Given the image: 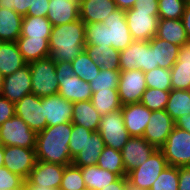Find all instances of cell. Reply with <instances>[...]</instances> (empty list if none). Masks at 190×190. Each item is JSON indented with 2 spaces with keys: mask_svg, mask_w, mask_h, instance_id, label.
Returning <instances> with one entry per match:
<instances>
[{
  "mask_svg": "<svg viewBox=\"0 0 190 190\" xmlns=\"http://www.w3.org/2000/svg\"><path fill=\"white\" fill-rule=\"evenodd\" d=\"M72 123H60L46 126L37 133L35 153L39 161L68 166L72 164L69 141Z\"/></svg>",
  "mask_w": 190,
  "mask_h": 190,
  "instance_id": "1",
  "label": "cell"
},
{
  "mask_svg": "<svg viewBox=\"0 0 190 190\" xmlns=\"http://www.w3.org/2000/svg\"><path fill=\"white\" fill-rule=\"evenodd\" d=\"M85 45V23L81 19L52 27L49 47L55 61L72 62Z\"/></svg>",
  "mask_w": 190,
  "mask_h": 190,
  "instance_id": "2",
  "label": "cell"
},
{
  "mask_svg": "<svg viewBox=\"0 0 190 190\" xmlns=\"http://www.w3.org/2000/svg\"><path fill=\"white\" fill-rule=\"evenodd\" d=\"M59 84L58 94L72 103L91 100L90 84L74 74L71 62L55 61Z\"/></svg>",
  "mask_w": 190,
  "mask_h": 190,
  "instance_id": "3",
  "label": "cell"
},
{
  "mask_svg": "<svg viewBox=\"0 0 190 190\" xmlns=\"http://www.w3.org/2000/svg\"><path fill=\"white\" fill-rule=\"evenodd\" d=\"M31 71L32 94L38 97L58 94L56 63L50 56L28 63Z\"/></svg>",
  "mask_w": 190,
  "mask_h": 190,
  "instance_id": "4",
  "label": "cell"
},
{
  "mask_svg": "<svg viewBox=\"0 0 190 190\" xmlns=\"http://www.w3.org/2000/svg\"><path fill=\"white\" fill-rule=\"evenodd\" d=\"M156 67L154 51L149 41L134 40L126 49L120 51V71L139 69L145 73Z\"/></svg>",
  "mask_w": 190,
  "mask_h": 190,
  "instance_id": "5",
  "label": "cell"
},
{
  "mask_svg": "<svg viewBox=\"0 0 190 190\" xmlns=\"http://www.w3.org/2000/svg\"><path fill=\"white\" fill-rule=\"evenodd\" d=\"M37 133L16 114L0 126V144L35 149Z\"/></svg>",
  "mask_w": 190,
  "mask_h": 190,
  "instance_id": "6",
  "label": "cell"
},
{
  "mask_svg": "<svg viewBox=\"0 0 190 190\" xmlns=\"http://www.w3.org/2000/svg\"><path fill=\"white\" fill-rule=\"evenodd\" d=\"M160 150L168 166H190V132L175 126Z\"/></svg>",
  "mask_w": 190,
  "mask_h": 190,
  "instance_id": "7",
  "label": "cell"
},
{
  "mask_svg": "<svg viewBox=\"0 0 190 190\" xmlns=\"http://www.w3.org/2000/svg\"><path fill=\"white\" fill-rule=\"evenodd\" d=\"M98 132L105 146L121 151L131 137L124 125L121 109L101 116Z\"/></svg>",
  "mask_w": 190,
  "mask_h": 190,
  "instance_id": "8",
  "label": "cell"
},
{
  "mask_svg": "<svg viewBox=\"0 0 190 190\" xmlns=\"http://www.w3.org/2000/svg\"><path fill=\"white\" fill-rule=\"evenodd\" d=\"M167 166L168 164L162 151L156 149L143 164L130 171L127 177L142 189L150 190L159 174Z\"/></svg>",
  "mask_w": 190,
  "mask_h": 190,
  "instance_id": "9",
  "label": "cell"
},
{
  "mask_svg": "<svg viewBox=\"0 0 190 190\" xmlns=\"http://www.w3.org/2000/svg\"><path fill=\"white\" fill-rule=\"evenodd\" d=\"M125 18L133 40L149 41L156 36L159 16L152 11L128 9Z\"/></svg>",
  "mask_w": 190,
  "mask_h": 190,
  "instance_id": "10",
  "label": "cell"
},
{
  "mask_svg": "<svg viewBox=\"0 0 190 190\" xmlns=\"http://www.w3.org/2000/svg\"><path fill=\"white\" fill-rule=\"evenodd\" d=\"M32 94V80L29 64L4 76L0 95L12 103H17L24 96Z\"/></svg>",
  "mask_w": 190,
  "mask_h": 190,
  "instance_id": "11",
  "label": "cell"
},
{
  "mask_svg": "<svg viewBox=\"0 0 190 190\" xmlns=\"http://www.w3.org/2000/svg\"><path fill=\"white\" fill-rule=\"evenodd\" d=\"M65 166L37 160L31 170L26 187H46L59 190Z\"/></svg>",
  "mask_w": 190,
  "mask_h": 190,
  "instance_id": "12",
  "label": "cell"
},
{
  "mask_svg": "<svg viewBox=\"0 0 190 190\" xmlns=\"http://www.w3.org/2000/svg\"><path fill=\"white\" fill-rule=\"evenodd\" d=\"M146 89L143 71L139 69L120 71L117 91L122 105L140 102Z\"/></svg>",
  "mask_w": 190,
  "mask_h": 190,
  "instance_id": "13",
  "label": "cell"
},
{
  "mask_svg": "<svg viewBox=\"0 0 190 190\" xmlns=\"http://www.w3.org/2000/svg\"><path fill=\"white\" fill-rule=\"evenodd\" d=\"M14 105L15 114L23 119L31 130L38 133L45 129L47 122L44 108L41 105V97L29 94Z\"/></svg>",
  "mask_w": 190,
  "mask_h": 190,
  "instance_id": "14",
  "label": "cell"
},
{
  "mask_svg": "<svg viewBox=\"0 0 190 190\" xmlns=\"http://www.w3.org/2000/svg\"><path fill=\"white\" fill-rule=\"evenodd\" d=\"M4 166L25 180L34 168L36 159L35 149L19 146H4Z\"/></svg>",
  "mask_w": 190,
  "mask_h": 190,
  "instance_id": "15",
  "label": "cell"
},
{
  "mask_svg": "<svg viewBox=\"0 0 190 190\" xmlns=\"http://www.w3.org/2000/svg\"><path fill=\"white\" fill-rule=\"evenodd\" d=\"M175 127V121L165 110L152 111L143 138L156 149H160Z\"/></svg>",
  "mask_w": 190,
  "mask_h": 190,
  "instance_id": "16",
  "label": "cell"
},
{
  "mask_svg": "<svg viewBox=\"0 0 190 190\" xmlns=\"http://www.w3.org/2000/svg\"><path fill=\"white\" fill-rule=\"evenodd\" d=\"M126 10L116 9L102 22L109 28V43L116 50L126 49L134 40L128 28Z\"/></svg>",
  "mask_w": 190,
  "mask_h": 190,
  "instance_id": "17",
  "label": "cell"
},
{
  "mask_svg": "<svg viewBox=\"0 0 190 190\" xmlns=\"http://www.w3.org/2000/svg\"><path fill=\"white\" fill-rule=\"evenodd\" d=\"M155 150L143 137H130L121 150L126 176L143 164Z\"/></svg>",
  "mask_w": 190,
  "mask_h": 190,
  "instance_id": "18",
  "label": "cell"
},
{
  "mask_svg": "<svg viewBox=\"0 0 190 190\" xmlns=\"http://www.w3.org/2000/svg\"><path fill=\"white\" fill-rule=\"evenodd\" d=\"M41 105L44 108L47 126L71 122L73 103L60 94L41 97Z\"/></svg>",
  "mask_w": 190,
  "mask_h": 190,
  "instance_id": "19",
  "label": "cell"
},
{
  "mask_svg": "<svg viewBox=\"0 0 190 190\" xmlns=\"http://www.w3.org/2000/svg\"><path fill=\"white\" fill-rule=\"evenodd\" d=\"M124 125L131 137H142L151 116V110L141 102L123 105Z\"/></svg>",
  "mask_w": 190,
  "mask_h": 190,
  "instance_id": "20",
  "label": "cell"
},
{
  "mask_svg": "<svg viewBox=\"0 0 190 190\" xmlns=\"http://www.w3.org/2000/svg\"><path fill=\"white\" fill-rule=\"evenodd\" d=\"M46 18L52 27L80 19L79 0H50Z\"/></svg>",
  "mask_w": 190,
  "mask_h": 190,
  "instance_id": "21",
  "label": "cell"
},
{
  "mask_svg": "<svg viewBox=\"0 0 190 190\" xmlns=\"http://www.w3.org/2000/svg\"><path fill=\"white\" fill-rule=\"evenodd\" d=\"M116 9L114 0H79L80 19L85 24L102 23Z\"/></svg>",
  "mask_w": 190,
  "mask_h": 190,
  "instance_id": "22",
  "label": "cell"
},
{
  "mask_svg": "<svg viewBox=\"0 0 190 190\" xmlns=\"http://www.w3.org/2000/svg\"><path fill=\"white\" fill-rule=\"evenodd\" d=\"M23 16L0 0V42H16L21 34Z\"/></svg>",
  "mask_w": 190,
  "mask_h": 190,
  "instance_id": "23",
  "label": "cell"
},
{
  "mask_svg": "<svg viewBox=\"0 0 190 190\" xmlns=\"http://www.w3.org/2000/svg\"><path fill=\"white\" fill-rule=\"evenodd\" d=\"M105 148V143L98 131H93L88 136L86 144L81 151L72 159V164L76 167L97 165L100 154Z\"/></svg>",
  "mask_w": 190,
  "mask_h": 190,
  "instance_id": "24",
  "label": "cell"
},
{
  "mask_svg": "<svg viewBox=\"0 0 190 190\" xmlns=\"http://www.w3.org/2000/svg\"><path fill=\"white\" fill-rule=\"evenodd\" d=\"M101 116L92 105L91 100L73 103L72 124L85 127L91 131H98Z\"/></svg>",
  "mask_w": 190,
  "mask_h": 190,
  "instance_id": "25",
  "label": "cell"
},
{
  "mask_svg": "<svg viewBox=\"0 0 190 190\" xmlns=\"http://www.w3.org/2000/svg\"><path fill=\"white\" fill-rule=\"evenodd\" d=\"M16 43L27 64L50 56L49 39L19 36Z\"/></svg>",
  "mask_w": 190,
  "mask_h": 190,
  "instance_id": "26",
  "label": "cell"
},
{
  "mask_svg": "<svg viewBox=\"0 0 190 190\" xmlns=\"http://www.w3.org/2000/svg\"><path fill=\"white\" fill-rule=\"evenodd\" d=\"M155 37L178 46H183L184 44L189 43L188 36L181 19L159 18L157 34Z\"/></svg>",
  "mask_w": 190,
  "mask_h": 190,
  "instance_id": "27",
  "label": "cell"
},
{
  "mask_svg": "<svg viewBox=\"0 0 190 190\" xmlns=\"http://www.w3.org/2000/svg\"><path fill=\"white\" fill-rule=\"evenodd\" d=\"M149 44L154 51L155 65L163 69H171L177 61L181 46L157 37L149 40Z\"/></svg>",
  "mask_w": 190,
  "mask_h": 190,
  "instance_id": "28",
  "label": "cell"
},
{
  "mask_svg": "<svg viewBox=\"0 0 190 190\" xmlns=\"http://www.w3.org/2000/svg\"><path fill=\"white\" fill-rule=\"evenodd\" d=\"M85 52L100 68L105 70H119L120 51L113 47L85 45Z\"/></svg>",
  "mask_w": 190,
  "mask_h": 190,
  "instance_id": "29",
  "label": "cell"
},
{
  "mask_svg": "<svg viewBox=\"0 0 190 190\" xmlns=\"http://www.w3.org/2000/svg\"><path fill=\"white\" fill-rule=\"evenodd\" d=\"M26 64L16 42H0V72L3 76L13 74Z\"/></svg>",
  "mask_w": 190,
  "mask_h": 190,
  "instance_id": "30",
  "label": "cell"
},
{
  "mask_svg": "<svg viewBox=\"0 0 190 190\" xmlns=\"http://www.w3.org/2000/svg\"><path fill=\"white\" fill-rule=\"evenodd\" d=\"M83 180L88 190H101L110 183L116 181L119 176L98 165L80 167Z\"/></svg>",
  "mask_w": 190,
  "mask_h": 190,
  "instance_id": "31",
  "label": "cell"
},
{
  "mask_svg": "<svg viewBox=\"0 0 190 190\" xmlns=\"http://www.w3.org/2000/svg\"><path fill=\"white\" fill-rule=\"evenodd\" d=\"M52 24L43 16H23L21 34L31 38L50 39Z\"/></svg>",
  "mask_w": 190,
  "mask_h": 190,
  "instance_id": "32",
  "label": "cell"
},
{
  "mask_svg": "<svg viewBox=\"0 0 190 190\" xmlns=\"http://www.w3.org/2000/svg\"><path fill=\"white\" fill-rule=\"evenodd\" d=\"M91 103L101 115L119 110L123 106L117 89L101 90L93 93Z\"/></svg>",
  "mask_w": 190,
  "mask_h": 190,
  "instance_id": "33",
  "label": "cell"
},
{
  "mask_svg": "<svg viewBox=\"0 0 190 190\" xmlns=\"http://www.w3.org/2000/svg\"><path fill=\"white\" fill-rule=\"evenodd\" d=\"M165 111L174 121L185 114L189 115L190 90H171Z\"/></svg>",
  "mask_w": 190,
  "mask_h": 190,
  "instance_id": "34",
  "label": "cell"
},
{
  "mask_svg": "<svg viewBox=\"0 0 190 190\" xmlns=\"http://www.w3.org/2000/svg\"><path fill=\"white\" fill-rule=\"evenodd\" d=\"M97 165L106 169L119 177L126 176L125 167L121 155V151L112 147L105 146L102 150Z\"/></svg>",
  "mask_w": 190,
  "mask_h": 190,
  "instance_id": "35",
  "label": "cell"
},
{
  "mask_svg": "<svg viewBox=\"0 0 190 190\" xmlns=\"http://www.w3.org/2000/svg\"><path fill=\"white\" fill-rule=\"evenodd\" d=\"M74 74L85 82L90 83L100 73L101 68L94 63L83 50L72 62Z\"/></svg>",
  "mask_w": 190,
  "mask_h": 190,
  "instance_id": "36",
  "label": "cell"
},
{
  "mask_svg": "<svg viewBox=\"0 0 190 190\" xmlns=\"http://www.w3.org/2000/svg\"><path fill=\"white\" fill-rule=\"evenodd\" d=\"M86 45L112 47L109 43V28L100 22L85 24Z\"/></svg>",
  "mask_w": 190,
  "mask_h": 190,
  "instance_id": "37",
  "label": "cell"
},
{
  "mask_svg": "<svg viewBox=\"0 0 190 190\" xmlns=\"http://www.w3.org/2000/svg\"><path fill=\"white\" fill-rule=\"evenodd\" d=\"M145 81L147 88H154L163 91H171V69L156 67L155 69L145 72Z\"/></svg>",
  "mask_w": 190,
  "mask_h": 190,
  "instance_id": "38",
  "label": "cell"
},
{
  "mask_svg": "<svg viewBox=\"0 0 190 190\" xmlns=\"http://www.w3.org/2000/svg\"><path fill=\"white\" fill-rule=\"evenodd\" d=\"M169 95L170 91L147 88L140 102L151 111L165 110Z\"/></svg>",
  "mask_w": 190,
  "mask_h": 190,
  "instance_id": "39",
  "label": "cell"
},
{
  "mask_svg": "<svg viewBox=\"0 0 190 190\" xmlns=\"http://www.w3.org/2000/svg\"><path fill=\"white\" fill-rule=\"evenodd\" d=\"M120 79V71L105 70L101 68L100 73L91 81L90 88L92 93L101 90L117 89Z\"/></svg>",
  "mask_w": 190,
  "mask_h": 190,
  "instance_id": "40",
  "label": "cell"
},
{
  "mask_svg": "<svg viewBox=\"0 0 190 190\" xmlns=\"http://www.w3.org/2000/svg\"><path fill=\"white\" fill-rule=\"evenodd\" d=\"M179 167L167 166L152 184L150 190H178Z\"/></svg>",
  "mask_w": 190,
  "mask_h": 190,
  "instance_id": "41",
  "label": "cell"
},
{
  "mask_svg": "<svg viewBox=\"0 0 190 190\" xmlns=\"http://www.w3.org/2000/svg\"><path fill=\"white\" fill-rule=\"evenodd\" d=\"M172 90H190V63L176 62L171 68Z\"/></svg>",
  "mask_w": 190,
  "mask_h": 190,
  "instance_id": "42",
  "label": "cell"
},
{
  "mask_svg": "<svg viewBox=\"0 0 190 190\" xmlns=\"http://www.w3.org/2000/svg\"><path fill=\"white\" fill-rule=\"evenodd\" d=\"M86 189L81 168L73 164L65 166L59 190H84Z\"/></svg>",
  "mask_w": 190,
  "mask_h": 190,
  "instance_id": "43",
  "label": "cell"
},
{
  "mask_svg": "<svg viewBox=\"0 0 190 190\" xmlns=\"http://www.w3.org/2000/svg\"><path fill=\"white\" fill-rule=\"evenodd\" d=\"M186 5L184 0H158V16L163 19H181Z\"/></svg>",
  "mask_w": 190,
  "mask_h": 190,
  "instance_id": "44",
  "label": "cell"
},
{
  "mask_svg": "<svg viewBox=\"0 0 190 190\" xmlns=\"http://www.w3.org/2000/svg\"><path fill=\"white\" fill-rule=\"evenodd\" d=\"M93 131L86 129L85 127L72 124V132L69 141V148L71 151V158L73 159L82 147L86 144L87 138Z\"/></svg>",
  "mask_w": 190,
  "mask_h": 190,
  "instance_id": "45",
  "label": "cell"
},
{
  "mask_svg": "<svg viewBox=\"0 0 190 190\" xmlns=\"http://www.w3.org/2000/svg\"><path fill=\"white\" fill-rule=\"evenodd\" d=\"M26 188V180L12 173L5 166L0 167V190Z\"/></svg>",
  "mask_w": 190,
  "mask_h": 190,
  "instance_id": "46",
  "label": "cell"
},
{
  "mask_svg": "<svg viewBox=\"0 0 190 190\" xmlns=\"http://www.w3.org/2000/svg\"><path fill=\"white\" fill-rule=\"evenodd\" d=\"M50 0H28V12L26 16H43L48 14Z\"/></svg>",
  "mask_w": 190,
  "mask_h": 190,
  "instance_id": "47",
  "label": "cell"
},
{
  "mask_svg": "<svg viewBox=\"0 0 190 190\" xmlns=\"http://www.w3.org/2000/svg\"><path fill=\"white\" fill-rule=\"evenodd\" d=\"M15 115V105L0 95V126Z\"/></svg>",
  "mask_w": 190,
  "mask_h": 190,
  "instance_id": "48",
  "label": "cell"
},
{
  "mask_svg": "<svg viewBox=\"0 0 190 190\" xmlns=\"http://www.w3.org/2000/svg\"><path fill=\"white\" fill-rule=\"evenodd\" d=\"M132 9L139 11H152L156 16H158V0H137Z\"/></svg>",
  "mask_w": 190,
  "mask_h": 190,
  "instance_id": "49",
  "label": "cell"
},
{
  "mask_svg": "<svg viewBox=\"0 0 190 190\" xmlns=\"http://www.w3.org/2000/svg\"><path fill=\"white\" fill-rule=\"evenodd\" d=\"M10 10H14L21 16H26L28 12V0H4Z\"/></svg>",
  "mask_w": 190,
  "mask_h": 190,
  "instance_id": "50",
  "label": "cell"
},
{
  "mask_svg": "<svg viewBox=\"0 0 190 190\" xmlns=\"http://www.w3.org/2000/svg\"><path fill=\"white\" fill-rule=\"evenodd\" d=\"M178 190H190V166L179 167Z\"/></svg>",
  "mask_w": 190,
  "mask_h": 190,
  "instance_id": "51",
  "label": "cell"
},
{
  "mask_svg": "<svg viewBox=\"0 0 190 190\" xmlns=\"http://www.w3.org/2000/svg\"><path fill=\"white\" fill-rule=\"evenodd\" d=\"M181 21L183 23V26L188 36V41L190 43V2H188L186 5Z\"/></svg>",
  "mask_w": 190,
  "mask_h": 190,
  "instance_id": "52",
  "label": "cell"
},
{
  "mask_svg": "<svg viewBox=\"0 0 190 190\" xmlns=\"http://www.w3.org/2000/svg\"><path fill=\"white\" fill-rule=\"evenodd\" d=\"M176 62H189L190 63V43L184 44L180 47V51Z\"/></svg>",
  "mask_w": 190,
  "mask_h": 190,
  "instance_id": "53",
  "label": "cell"
},
{
  "mask_svg": "<svg viewBox=\"0 0 190 190\" xmlns=\"http://www.w3.org/2000/svg\"><path fill=\"white\" fill-rule=\"evenodd\" d=\"M175 126L182 130L190 132V114L183 115L175 121Z\"/></svg>",
  "mask_w": 190,
  "mask_h": 190,
  "instance_id": "54",
  "label": "cell"
},
{
  "mask_svg": "<svg viewBox=\"0 0 190 190\" xmlns=\"http://www.w3.org/2000/svg\"><path fill=\"white\" fill-rule=\"evenodd\" d=\"M101 190H125V176L119 177L116 181L110 183Z\"/></svg>",
  "mask_w": 190,
  "mask_h": 190,
  "instance_id": "55",
  "label": "cell"
},
{
  "mask_svg": "<svg viewBox=\"0 0 190 190\" xmlns=\"http://www.w3.org/2000/svg\"><path fill=\"white\" fill-rule=\"evenodd\" d=\"M117 8L122 10L132 9L137 0H114Z\"/></svg>",
  "mask_w": 190,
  "mask_h": 190,
  "instance_id": "56",
  "label": "cell"
},
{
  "mask_svg": "<svg viewBox=\"0 0 190 190\" xmlns=\"http://www.w3.org/2000/svg\"><path fill=\"white\" fill-rule=\"evenodd\" d=\"M125 190H146L137 186L134 182H132L127 176H125Z\"/></svg>",
  "mask_w": 190,
  "mask_h": 190,
  "instance_id": "57",
  "label": "cell"
},
{
  "mask_svg": "<svg viewBox=\"0 0 190 190\" xmlns=\"http://www.w3.org/2000/svg\"><path fill=\"white\" fill-rule=\"evenodd\" d=\"M4 146L0 144V167L4 166Z\"/></svg>",
  "mask_w": 190,
  "mask_h": 190,
  "instance_id": "58",
  "label": "cell"
},
{
  "mask_svg": "<svg viewBox=\"0 0 190 190\" xmlns=\"http://www.w3.org/2000/svg\"><path fill=\"white\" fill-rule=\"evenodd\" d=\"M25 190H54L51 188H46V187H26Z\"/></svg>",
  "mask_w": 190,
  "mask_h": 190,
  "instance_id": "59",
  "label": "cell"
},
{
  "mask_svg": "<svg viewBox=\"0 0 190 190\" xmlns=\"http://www.w3.org/2000/svg\"><path fill=\"white\" fill-rule=\"evenodd\" d=\"M3 81H4V76L0 72V91H1V88H2V85H3Z\"/></svg>",
  "mask_w": 190,
  "mask_h": 190,
  "instance_id": "60",
  "label": "cell"
},
{
  "mask_svg": "<svg viewBox=\"0 0 190 190\" xmlns=\"http://www.w3.org/2000/svg\"><path fill=\"white\" fill-rule=\"evenodd\" d=\"M9 190H25V188L9 189Z\"/></svg>",
  "mask_w": 190,
  "mask_h": 190,
  "instance_id": "61",
  "label": "cell"
}]
</instances>
